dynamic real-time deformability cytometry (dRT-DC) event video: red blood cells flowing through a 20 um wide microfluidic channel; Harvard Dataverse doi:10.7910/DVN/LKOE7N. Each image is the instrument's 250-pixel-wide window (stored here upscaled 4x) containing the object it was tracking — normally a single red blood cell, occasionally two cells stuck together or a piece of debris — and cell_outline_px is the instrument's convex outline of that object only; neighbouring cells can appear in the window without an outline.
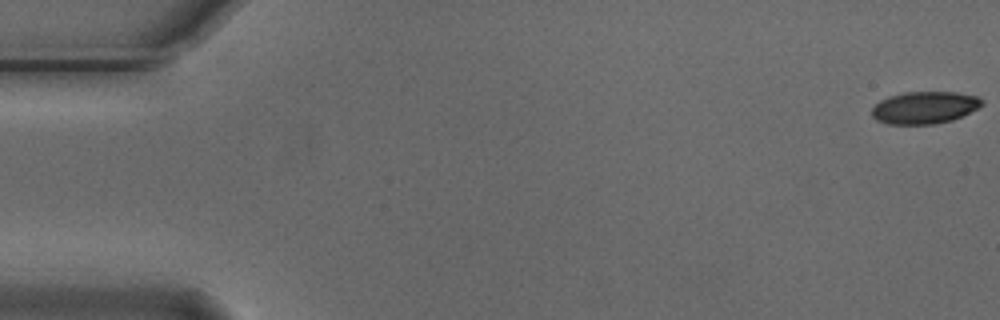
{"species": "Egyptian fruit bat (a non-hibernating species)", "species_latin": "Rousettus aegyptiacus", "temperature_condition": "cold", "stored_images_in_passage": 10, "camera_frame_rate_fps": 3000, "um_per_image_px": 0.085, "animal": {"sex": "male"}, "frame": {"image": 1, "passage_image": 1, "time_ms": 0.0, "image_size_px": [1000, 320], "cell_outline_px": [[984, 104], [952, 120], [936, 124], [888, 124], [876, 120], [872, 116], [872, 108], [880, 100], [888, 96], [904, 92], [956, 92], [976, 96], [984, 100]], "centroid_in_image_um": [78.56, 9.14], "position_along_channel_um": 6.4, "area_um2": 20.63}}